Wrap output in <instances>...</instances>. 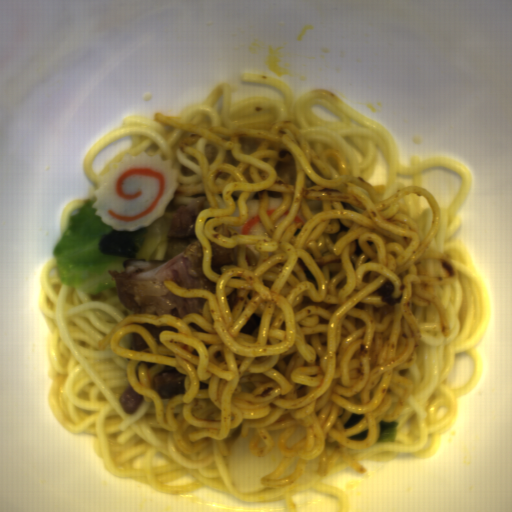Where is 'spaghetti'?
<instances>
[{"label":"spaghetti","instance_id":"obj_1","mask_svg":"<svg viewBox=\"0 0 512 512\" xmlns=\"http://www.w3.org/2000/svg\"><path fill=\"white\" fill-rule=\"evenodd\" d=\"M154 115L185 133L181 149L206 181L194 230L216 291L164 281L173 296L203 298L201 313H130L97 346L127 359V389L181 454L210 444L228 455L237 439L261 457L278 451L267 486L297 482L308 463L321 479L342 461L367 473L350 450L372 446L380 422L410 402L417 310L433 307L452 336L441 292L459 271L433 246V192L381 191L287 120L197 126ZM254 200L266 235L234 232ZM213 244L231 249L233 266L215 271ZM385 279L399 297L389 307L376 293ZM252 314L264 317L260 330L242 336ZM174 369L187 374L184 393L160 399L152 376Z\"/></svg>","mask_w":512,"mask_h":512}]
</instances>
